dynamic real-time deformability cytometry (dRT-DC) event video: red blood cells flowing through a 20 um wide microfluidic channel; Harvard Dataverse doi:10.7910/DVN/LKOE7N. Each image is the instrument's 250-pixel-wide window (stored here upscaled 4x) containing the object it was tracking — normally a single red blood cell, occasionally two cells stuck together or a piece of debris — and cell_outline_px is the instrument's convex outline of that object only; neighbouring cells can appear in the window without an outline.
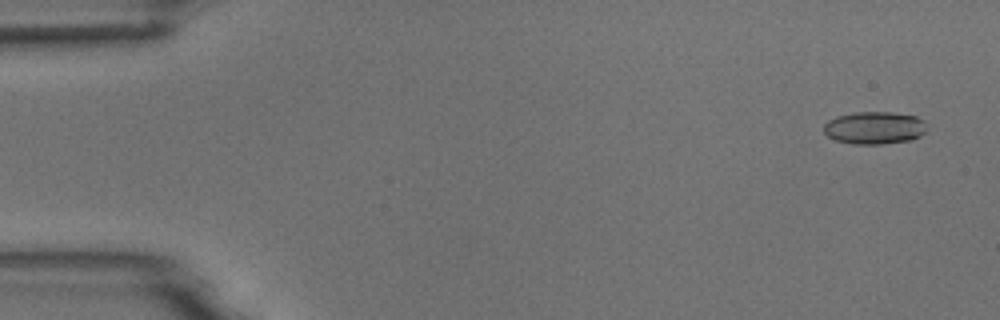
{"species": "common noctule bat (a hibernating species)", "species_latin": "Nyctalus noctula", "temperature_condition": "room temperature", "stored_images_in_passage": 4, "camera_frame_rate_fps": 3000, "um_per_image_px": 0.085, "animal": {"sex": "male", "body_mass_g": 18.8}, "frame": {"image": 1, "passage_image": 1, "time_ms": 0.0, "image_size_px": [1000, 320], "cell_outline_px": [[928, 128], [920, 136], [912, 140], [880, 144], [852, 144], [836, 140], [828, 136], [824, 132], [824, 124], [828, 120], [836, 116], [856, 112], [892, 112], [916, 116], [924, 120]], "centroid_in_image_um": [74.35, 10.86], "position_along_channel_um": 10.7, "area_um2": 19.71}}
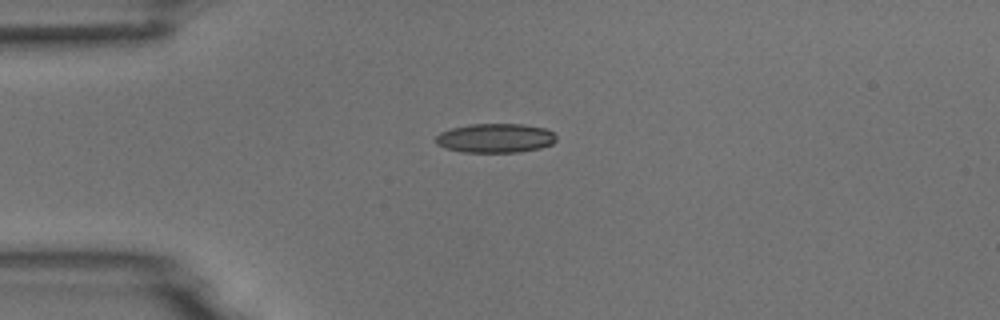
{"frame": {"image": 2, "passage_image": 4, "time_ms": 1.0, "image_size_px": [1000, 320], "cell_outline_px": [[556, 140], [552, 144], [540, 148], [516, 152], [464, 152], [448, 148], [436, 144], [436, 136], [440, 132], [452, 128], [468, 124], [524, 124], [544, 128], [552, 132], [556, 136]], "centroid_in_image_um": [42.11, 11.73], "position_along_channel_um": 42.9, "area_um2": 20.4}}